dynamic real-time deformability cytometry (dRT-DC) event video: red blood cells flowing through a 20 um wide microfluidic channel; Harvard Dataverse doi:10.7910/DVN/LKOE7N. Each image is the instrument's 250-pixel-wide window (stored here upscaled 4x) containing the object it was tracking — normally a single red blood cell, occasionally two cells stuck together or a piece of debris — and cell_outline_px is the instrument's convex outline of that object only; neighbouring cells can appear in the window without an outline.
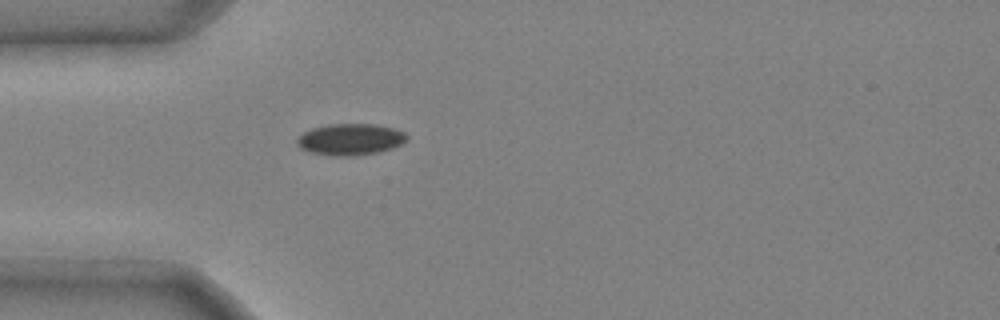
{"species": "common noctule bat (a hibernating species)", "species_latin": "Nyctalus noctula", "temperature_condition": "cold", "stored_images_in_passage": 32, "camera_frame_rate_fps": 3000, "um_per_image_px": 0.085, "animal": {"sex": "male", "body_mass_g": 20.4}, "frame": {"image": 1, "passage_image": 1, "time_ms": 0.0, "image_size_px": [1000, 320], "cell_outline_px": [[408, 136], [400, 144], [392, 148], [376, 152], [356, 156], [332, 156], [308, 152], [300, 148], [296, 144], [296, 140], [304, 132], [312, 128], [328, 124], [376, 124], [392, 128], [404, 132]], "centroid_in_image_um": [29.73, 11.85], "position_along_channel_um": 55.3, "area_um2": 20.11}}
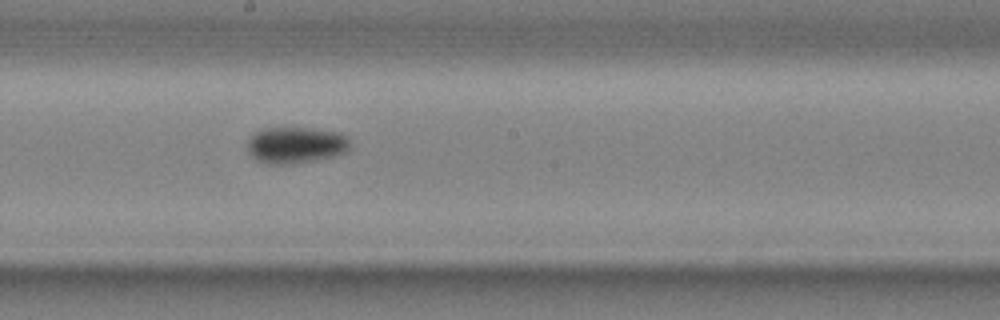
{"frame": {"image": 2, "passage_image": 14, "time_ms": 4.333, "image_size_px": [1000, 320], "cell_outline_px": [[352, 148], [348, 152], [316, 160], [296, 164], [268, 164], [256, 160], [248, 152], [248, 140], [256, 132], [268, 128], [312, 128], [340, 132], [348, 136]], "centroid_in_image_um": [25.21, 12.34], "position_along_channel_um": 223.0, "area_um2": 22.08}}
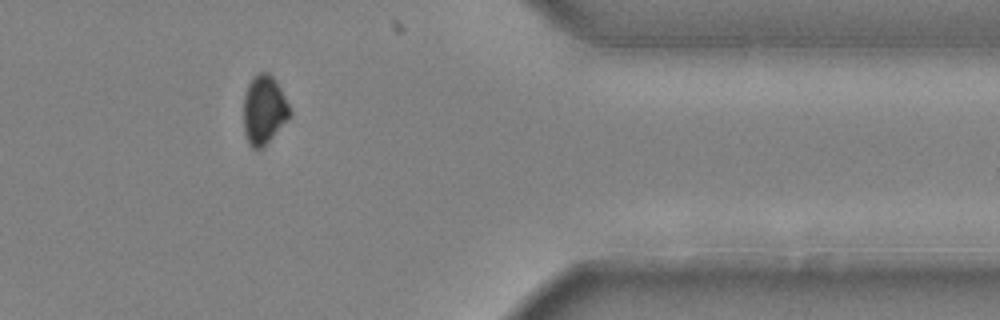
{"frame": {"image": 3, "passage_image": 28, "time_ms": 9.0, "image_size_px": [1000, 320], "cell_outline_px": [[292, 116], [264, 148], [252, 148], [248, 144], [244, 132], [244, 92], [252, 76], [260, 72], [268, 72], [276, 80], [292, 112]], "centroid_in_image_um": [22.45, 9.36], "position_along_channel_um": 389.0, "area_um2": 18.96}, "authors_computed_cell_mechanics": {"area_um2": 20.5479, "velocity_mm_per_s": 3.9932, "shape_relaxation_time_tau1_ms": 5.5176, "shape_relaxation_time_tau2_ms": null, "deformation_change_tau1": 0.0749, "deformation_change_tau2": null}}